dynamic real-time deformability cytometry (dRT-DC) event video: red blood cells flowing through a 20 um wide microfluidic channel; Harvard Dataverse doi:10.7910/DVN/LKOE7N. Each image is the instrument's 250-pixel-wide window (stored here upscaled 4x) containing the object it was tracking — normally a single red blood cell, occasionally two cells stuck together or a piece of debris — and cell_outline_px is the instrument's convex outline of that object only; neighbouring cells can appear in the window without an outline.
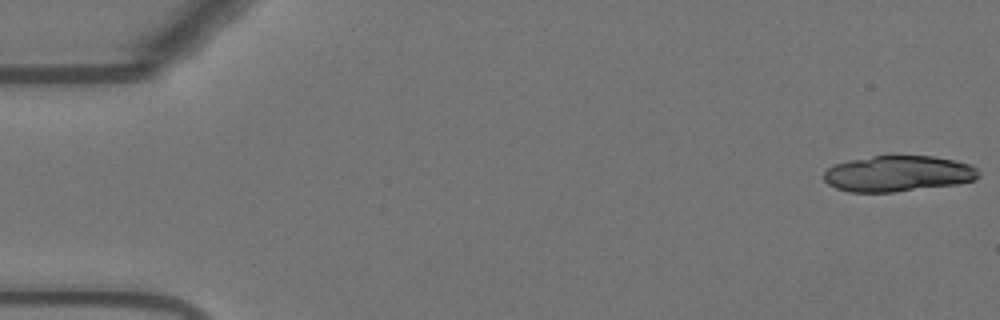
{"species": "Egyptian fruit bat (a non-hibernating species)", "species_latin": "Rousettus aegyptiacus", "temperature_condition": "warm", "stored_images_in_passage": 19, "camera_frame_rate_fps": 3000, "um_per_image_px": 0.085, "animal": {"sex": "female"}, "frame": {"image": 1, "passage_image": 1, "time_ms": 0.0, "image_size_px": [1000, 320], "cell_outline_px": [[980, 176], [976, 180], [956, 184], [896, 192], [848, 192], [836, 188], [828, 184], [824, 180], [824, 172], [832, 164], [848, 160], [872, 156], [932, 156], [956, 160], [972, 164], [976, 168]], "centroid_in_image_um": [76.33, 14.76], "position_along_channel_um": 8.7, "area_um2": 32.66}}